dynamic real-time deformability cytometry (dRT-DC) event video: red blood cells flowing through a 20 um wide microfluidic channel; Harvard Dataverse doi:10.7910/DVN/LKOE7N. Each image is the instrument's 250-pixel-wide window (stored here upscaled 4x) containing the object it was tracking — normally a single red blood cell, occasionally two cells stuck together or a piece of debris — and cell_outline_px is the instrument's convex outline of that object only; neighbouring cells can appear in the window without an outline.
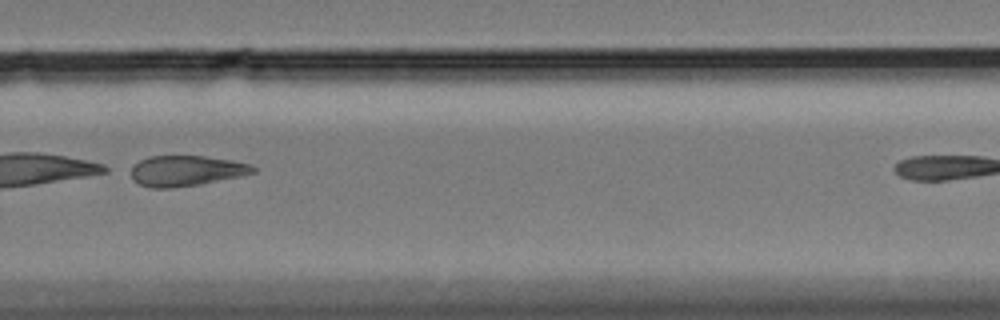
{"species": "Egyptian fruit bat (a non-hibernating species)", "species_latin": "Rousettus aegyptiacus", "temperature_condition": "cold", "stored_images_in_passage": 37, "camera_frame_rate_fps": 3000, "um_per_image_px": 0.085, "animal": {"sex": "female"}, "frame": {"image": 1, "passage_image": 27, "time_ms": 8.667, "image_size_px": [1000, 320], "cell_outline_px": [[256, 172], [240, 176], [200, 184], [168, 188], [152, 188], [140, 184], [132, 180], [132, 168], [140, 160], [148, 156], [204, 156], [232, 160], [248, 164], [256, 168]], "centroid_in_image_um": [15.82, 14.51], "position_along_channel_um": 314.0, "area_um2": 21.5}}